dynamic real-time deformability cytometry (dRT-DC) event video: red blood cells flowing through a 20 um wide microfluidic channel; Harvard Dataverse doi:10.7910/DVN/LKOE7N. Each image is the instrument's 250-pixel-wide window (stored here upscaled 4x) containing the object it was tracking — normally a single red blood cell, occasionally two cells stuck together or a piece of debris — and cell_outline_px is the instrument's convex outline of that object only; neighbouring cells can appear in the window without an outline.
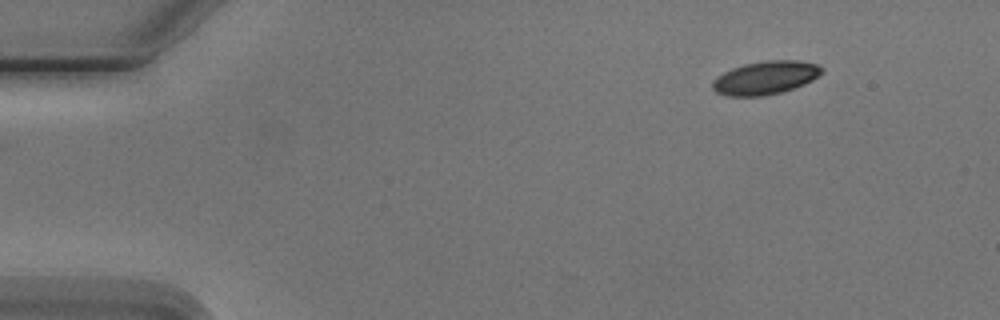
{"species": "Egyptian fruit bat (a non-hibernating species)", "species_latin": "Rousettus aegyptiacus", "temperature_condition": "cold", "stored_images_in_passage": 2, "camera_frame_rate_fps": 3000, "um_per_image_px": 0.085, "animal": {"sex": "male"}, "frame": {"image": 1, "passage_image": 2, "time_ms": 1.0, "image_size_px": [1000, 320], "cell_outline_px": [[824, 72], [812, 80], [804, 84], [784, 92], [764, 96], [724, 96], [716, 92], [712, 88], [712, 80], [724, 72], [732, 68], [744, 64], [768, 60], [796, 60], [816, 64], [824, 68]], "centroid_in_image_um": [65.06, 6.62], "position_along_channel_um": 19.9, "area_um2": 21.39}}